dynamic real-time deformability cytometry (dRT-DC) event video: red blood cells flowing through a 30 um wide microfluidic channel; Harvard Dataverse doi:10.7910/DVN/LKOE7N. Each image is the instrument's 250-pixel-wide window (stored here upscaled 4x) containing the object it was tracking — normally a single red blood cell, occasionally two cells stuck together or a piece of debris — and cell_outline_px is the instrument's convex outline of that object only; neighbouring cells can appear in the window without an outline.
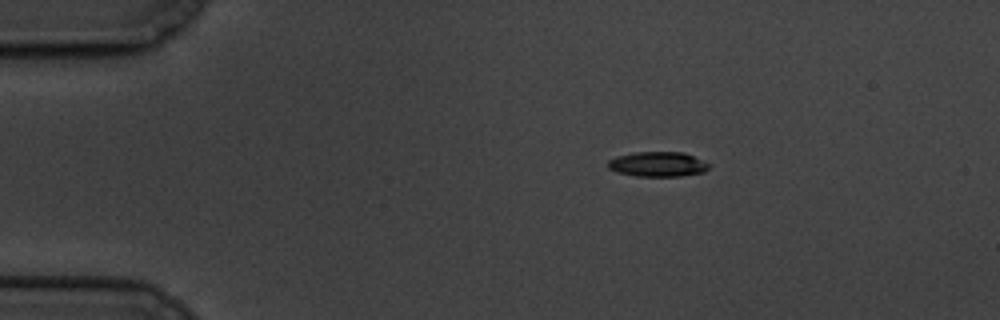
{"species": "common noctule bat (a hibernating species)", "species_latin": "Nyctalus noctula", "temperature_condition": "cold", "stored_images_in_passage": 2, "camera_frame_rate_fps": 3000, "um_per_image_px": 0.085, "animal": {"sex": "male", "body_mass_g": 19.5, "forearm_length_mm": 54.6}, "frame": {"image": 1, "passage_image": 1, "time_ms": 0.0, "image_size_px": [1000, 320], "cell_outline_px": [[708, 168], [704, 172], [680, 176], [636, 176], [620, 172], [608, 168], [608, 160], [616, 156], [632, 152], [684, 152], [708, 164]], "centroid_in_image_um": [55.87, 13.95], "position_along_channel_um": 29.1, "area_um2": 14.45}}